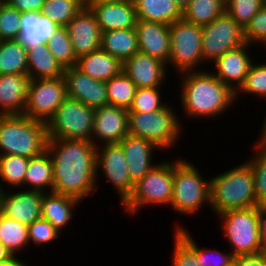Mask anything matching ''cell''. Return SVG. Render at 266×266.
Listing matches in <instances>:
<instances>
[{
  "instance_id": "ffe728a7",
  "label": "cell",
  "mask_w": 266,
  "mask_h": 266,
  "mask_svg": "<svg viewBox=\"0 0 266 266\" xmlns=\"http://www.w3.org/2000/svg\"><path fill=\"white\" fill-rule=\"evenodd\" d=\"M94 13L102 32L135 28L137 12L133 0L106 3H86Z\"/></svg>"
},
{
  "instance_id": "816d5d0a",
  "label": "cell",
  "mask_w": 266,
  "mask_h": 266,
  "mask_svg": "<svg viewBox=\"0 0 266 266\" xmlns=\"http://www.w3.org/2000/svg\"><path fill=\"white\" fill-rule=\"evenodd\" d=\"M13 254L0 242V262L9 260Z\"/></svg>"
},
{
  "instance_id": "484cf974",
  "label": "cell",
  "mask_w": 266,
  "mask_h": 266,
  "mask_svg": "<svg viewBox=\"0 0 266 266\" xmlns=\"http://www.w3.org/2000/svg\"><path fill=\"white\" fill-rule=\"evenodd\" d=\"M75 67L93 79L107 82L122 71L123 63L99 48L78 58Z\"/></svg>"
},
{
  "instance_id": "83f0119b",
  "label": "cell",
  "mask_w": 266,
  "mask_h": 266,
  "mask_svg": "<svg viewBox=\"0 0 266 266\" xmlns=\"http://www.w3.org/2000/svg\"><path fill=\"white\" fill-rule=\"evenodd\" d=\"M27 75L30 80L64 76V68L49 51L46 44L27 50Z\"/></svg>"
},
{
  "instance_id": "8d00e7d4",
  "label": "cell",
  "mask_w": 266,
  "mask_h": 266,
  "mask_svg": "<svg viewBox=\"0 0 266 266\" xmlns=\"http://www.w3.org/2000/svg\"><path fill=\"white\" fill-rule=\"evenodd\" d=\"M253 148L254 155L245 161L253 170L257 206H262L266 205V143L256 140Z\"/></svg>"
},
{
  "instance_id": "2e32d148",
  "label": "cell",
  "mask_w": 266,
  "mask_h": 266,
  "mask_svg": "<svg viewBox=\"0 0 266 266\" xmlns=\"http://www.w3.org/2000/svg\"><path fill=\"white\" fill-rule=\"evenodd\" d=\"M66 28L76 59L100 48L102 31L87 5L70 20Z\"/></svg>"
},
{
  "instance_id": "4dcf8cb0",
  "label": "cell",
  "mask_w": 266,
  "mask_h": 266,
  "mask_svg": "<svg viewBox=\"0 0 266 266\" xmlns=\"http://www.w3.org/2000/svg\"><path fill=\"white\" fill-rule=\"evenodd\" d=\"M27 48L19 40L0 41V75H27Z\"/></svg>"
},
{
  "instance_id": "6da1fadb",
  "label": "cell",
  "mask_w": 266,
  "mask_h": 266,
  "mask_svg": "<svg viewBox=\"0 0 266 266\" xmlns=\"http://www.w3.org/2000/svg\"><path fill=\"white\" fill-rule=\"evenodd\" d=\"M47 152L53 163L52 192L81 202L97 192L100 185L96 182V146L91 141L48 139Z\"/></svg>"
},
{
  "instance_id": "ac0fdd59",
  "label": "cell",
  "mask_w": 266,
  "mask_h": 266,
  "mask_svg": "<svg viewBox=\"0 0 266 266\" xmlns=\"http://www.w3.org/2000/svg\"><path fill=\"white\" fill-rule=\"evenodd\" d=\"M67 97L77 99L93 109L108 105L104 81L93 79L75 66L64 70Z\"/></svg>"
},
{
  "instance_id": "c3c4849f",
  "label": "cell",
  "mask_w": 266,
  "mask_h": 266,
  "mask_svg": "<svg viewBox=\"0 0 266 266\" xmlns=\"http://www.w3.org/2000/svg\"><path fill=\"white\" fill-rule=\"evenodd\" d=\"M233 266H266V254L261 252L252 255L236 256Z\"/></svg>"
},
{
  "instance_id": "603a6c76",
  "label": "cell",
  "mask_w": 266,
  "mask_h": 266,
  "mask_svg": "<svg viewBox=\"0 0 266 266\" xmlns=\"http://www.w3.org/2000/svg\"><path fill=\"white\" fill-rule=\"evenodd\" d=\"M29 80L25 74L0 75V115H23Z\"/></svg>"
},
{
  "instance_id": "d4e9b609",
  "label": "cell",
  "mask_w": 266,
  "mask_h": 266,
  "mask_svg": "<svg viewBox=\"0 0 266 266\" xmlns=\"http://www.w3.org/2000/svg\"><path fill=\"white\" fill-rule=\"evenodd\" d=\"M81 201L75 197L46 192L42 194L41 218L49 221L61 234L72 221L74 209Z\"/></svg>"
},
{
  "instance_id": "277c9868",
  "label": "cell",
  "mask_w": 266,
  "mask_h": 266,
  "mask_svg": "<svg viewBox=\"0 0 266 266\" xmlns=\"http://www.w3.org/2000/svg\"><path fill=\"white\" fill-rule=\"evenodd\" d=\"M47 142L46 123L25 115H0V155L30 159L47 151Z\"/></svg>"
},
{
  "instance_id": "f907efd6",
  "label": "cell",
  "mask_w": 266,
  "mask_h": 266,
  "mask_svg": "<svg viewBox=\"0 0 266 266\" xmlns=\"http://www.w3.org/2000/svg\"><path fill=\"white\" fill-rule=\"evenodd\" d=\"M0 266H28L26 261L13 255L9 260L0 262Z\"/></svg>"
},
{
  "instance_id": "f35d334b",
  "label": "cell",
  "mask_w": 266,
  "mask_h": 266,
  "mask_svg": "<svg viewBox=\"0 0 266 266\" xmlns=\"http://www.w3.org/2000/svg\"><path fill=\"white\" fill-rule=\"evenodd\" d=\"M257 96V99L266 101V62H253L248 74L245 77L244 83L235 92L236 104L241 95Z\"/></svg>"
},
{
  "instance_id": "e575fe53",
  "label": "cell",
  "mask_w": 266,
  "mask_h": 266,
  "mask_svg": "<svg viewBox=\"0 0 266 266\" xmlns=\"http://www.w3.org/2000/svg\"><path fill=\"white\" fill-rule=\"evenodd\" d=\"M0 242L13 255H20L22 250H26L25 247L30 245L28 226L0 214Z\"/></svg>"
},
{
  "instance_id": "7c38bea8",
  "label": "cell",
  "mask_w": 266,
  "mask_h": 266,
  "mask_svg": "<svg viewBox=\"0 0 266 266\" xmlns=\"http://www.w3.org/2000/svg\"><path fill=\"white\" fill-rule=\"evenodd\" d=\"M115 190L123 205L132 195L135 184L129 176L127 161L120 143L102 144L96 147V182L100 180V175ZM99 178V180H98Z\"/></svg>"
},
{
  "instance_id": "f6af8a7d",
  "label": "cell",
  "mask_w": 266,
  "mask_h": 266,
  "mask_svg": "<svg viewBox=\"0 0 266 266\" xmlns=\"http://www.w3.org/2000/svg\"><path fill=\"white\" fill-rule=\"evenodd\" d=\"M244 36L250 45L261 44L266 50V2L244 28Z\"/></svg>"
},
{
  "instance_id": "8fae6325",
  "label": "cell",
  "mask_w": 266,
  "mask_h": 266,
  "mask_svg": "<svg viewBox=\"0 0 266 266\" xmlns=\"http://www.w3.org/2000/svg\"><path fill=\"white\" fill-rule=\"evenodd\" d=\"M244 28L225 11L208 25L202 26V56L206 64L213 63L229 50L246 44Z\"/></svg>"
},
{
  "instance_id": "9f6ffc18",
  "label": "cell",
  "mask_w": 266,
  "mask_h": 266,
  "mask_svg": "<svg viewBox=\"0 0 266 266\" xmlns=\"http://www.w3.org/2000/svg\"><path fill=\"white\" fill-rule=\"evenodd\" d=\"M126 0H86L85 3H106V2H121Z\"/></svg>"
},
{
  "instance_id": "4316f807",
  "label": "cell",
  "mask_w": 266,
  "mask_h": 266,
  "mask_svg": "<svg viewBox=\"0 0 266 266\" xmlns=\"http://www.w3.org/2000/svg\"><path fill=\"white\" fill-rule=\"evenodd\" d=\"M100 48L123 63L139 51L135 28L102 32Z\"/></svg>"
},
{
  "instance_id": "ee69618b",
  "label": "cell",
  "mask_w": 266,
  "mask_h": 266,
  "mask_svg": "<svg viewBox=\"0 0 266 266\" xmlns=\"http://www.w3.org/2000/svg\"><path fill=\"white\" fill-rule=\"evenodd\" d=\"M60 236L61 233L49 221L43 218L33 221L28 226L29 244L34 245L33 248H41L44 247V245L47 246V244L53 241L55 242Z\"/></svg>"
},
{
  "instance_id": "b9f144b4",
  "label": "cell",
  "mask_w": 266,
  "mask_h": 266,
  "mask_svg": "<svg viewBox=\"0 0 266 266\" xmlns=\"http://www.w3.org/2000/svg\"><path fill=\"white\" fill-rule=\"evenodd\" d=\"M265 0H225V11L243 28L260 10Z\"/></svg>"
},
{
  "instance_id": "681fc988",
  "label": "cell",
  "mask_w": 266,
  "mask_h": 266,
  "mask_svg": "<svg viewBox=\"0 0 266 266\" xmlns=\"http://www.w3.org/2000/svg\"><path fill=\"white\" fill-rule=\"evenodd\" d=\"M259 231H266V205L258 206Z\"/></svg>"
},
{
  "instance_id": "9c48e42d",
  "label": "cell",
  "mask_w": 266,
  "mask_h": 266,
  "mask_svg": "<svg viewBox=\"0 0 266 266\" xmlns=\"http://www.w3.org/2000/svg\"><path fill=\"white\" fill-rule=\"evenodd\" d=\"M171 52L168 69L175 73L200 71L205 63L202 56V26L179 19L169 25ZM202 64V65H201ZM200 65V66H199Z\"/></svg>"
},
{
  "instance_id": "7dc6e473",
  "label": "cell",
  "mask_w": 266,
  "mask_h": 266,
  "mask_svg": "<svg viewBox=\"0 0 266 266\" xmlns=\"http://www.w3.org/2000/svg\"><path fill=\"white\" fill-rule=\"evenodd\" d=\"M21 13L41 12L45 0H4Z\"/></svg>"
},
{
  "instance_id": "f546056e",
  "label": "cell",
  "mask_w": 266,
  "mask_h": 266,
  "mask_svg": "<svg viewBox=\"0 0 266 266\" xmlns=\"http://www.w3.org/2000/svg\"><path fill=\"white\" fill-rule=\"evenodd\" d=\"M139 20L171 25L182 19V11L173 0H133Z\"/></svg>"
},
{
  "instance_id": "db71d44e",
  "label": "cell",
  "mask_w": 266,
  "mask_h": 266,
  "mask_svg": "<svg viewBox=\"0 0 266 266\" xmlns=\"http://www.w3.org/2000/svg\"><path fill=\"white\" fill-rule=\"evenodd\" d=\"M190 0H173V2L180 8L181 11H183Z\"/></svg>"
},
{
  "instance_id": "5bb4252c",
  "label": "cell",
  "mask_w": 266,
  "mask_h": 266,
  "mask_svg": "<svg viewBox=\"0 0 266 266\" xmlns=\"http://www.w3.org/2000/svg\"><path fill=\"white\" fill-rule=\"evenodd\" d=\"M128 135V109L106 105L95 109L91 142L96 146L119 143Z\"/></svg>"
},
{
  "instance_id": "11a10c76",
  "label": "cell",
  "mask_w": 266,
  "mask_h": 266,
  "mask_svg": "<svg viewBox=\"0 0 266 266\" xmlns=\"http://www.w3.org/2000/svg\"><path fill=\"white\" fill-rule=\"evenodd\" d=\"M260 236L262 239V252L266 254V231H260Z\"/></svg>"
},
{
  "instance_id": "4fadbf2b",
  "label": "cell",
  "mask_w": 266,
  "mask_h": 266,
  "mask_svg": "<svg viewBox=\"0 0 266 266\" xmlns=\"http://www.w3.org/2000/svg\"><path fill=\"white\" fill-rule=\"evenodd\" d=\"M66 97L64 76L29 80L23 115L47 123Z\"/></svg>"
},
{
  "instance_id": "ab89813d",
  "label": "cell",
  "mask_w": 266,
  "mask_h": 266,
  "mask_svg": "<svg viewBox=\"0 0 266 266\" xmlns=\"http://www.w3.org/2000/svg\"><path fill=\"white\" fill-rule=\"evenodd\" d=\"M46 45L64 69L76 65L77 59L66 27H58Z\"/></svg>"
},
{
  "instance_id": "52a82bcc",
  "label": "cell",
  "mask_w": 266,
  "mask_h": 266,
  "mask_svg": "<svg viewBox=\"0 0 266 266\" xmlns=\"http://www.w3.org/2000/svg\"><path fill=\"white\" fill-rule=\"evenodd\" d=\"M158 161L142 179L135 183L129 199L122 205L124 213L134 216L144 206H168L173 194L174 161ZM166 161V162H165Z\"/></svg>"
},
{
  "instance_id": "f1b7e54d",
  "label": "cell",
  "mask_w": 266,
  "mask_h": 266,
  "mask_svg": "<svg viewBox=\"0 0 266 266\" xmlns=\"http://www.w3.org/2000/svg\"><path fill=\"white\" fill-rule=\"evenodd\" d=\"M54 186L53 163L50 154L45 151L40 156L29 159L25 173L24 188L41 192H52Z\"/></svg>"
},
{
  "instance_id": "ba28073f",
  "label": "cell",
  "mask_w": 266,
  "mask_h": 266,
  "mask_svg": "<svg viewBox=\"0 0 266 266\" xmlns=\"http://www.w3.org/2000/svg\"><path fill=\"white\" fill-rule=\"evenodd\" d=\"M217 216L222 221L220 226L235 257L262 252L258 206L229 210Z\"/></svg>"
},
{
  "instance_id": "bcb514c9",
  "label": "cell",
  "mask_w": 266,
  "mask_h": 266,
  "mask_svg": "<svg viewBox=\"0 0 266 266\" xmlns=\"http://www.w3.org/2000/svg\"><path fill=\"white\" fill-rule=\"evenodd\" d=\"M226 252L208 247L200 248L197 244V260L200 266H233L235 256L230 250Z\"/></svg>"
},
{
  "instance_id": "d6a6232c",
  "label": "cell",
  "mask_w": 266,
  "mask_h": 266,
  "mask_svg": "<svg viewBox=\"0 0 266 266\" xmlns=\"http://www.w3.org/2000/svg\"><path fill=\"white\" fill-rule=\"evenodd\" d=\"M28 164L29 158L26 157L13 154L0 155V186L4 191L12 188L17 190L19 187L24 189Z\"/></svg>"
},
{
  "instance_id": "7bdbcfd3",
  "label": "cell",
  "mask_w": 266,
  "mask_h": 266,
  "mask_svg": "<svg viewBox=\"0 0 266 266\" xmlns=\"http://www.w3.org/2000/svg\"><path fill=\"white\" fill-rule=\"evenodd\" d=\"M21 12L5 1H0V41L18 40Z\"/></svg>"
},
{
  "instance_id": "3957f363",
  "label": "cell",
  "mask_w": 266,
  "mask_h": 266,
  "mask_svg": "<svg viewBox=\"0 0 266 266\" xmlns=\"http://www.w3.org/2000/svg\"><path fill=\"white\" fill-rule=\"evenodd\" d=\"M210 209L213 215L257 206L254 174L247 162L210 177Z\"/></svg>"
},
{
  "instance_id": "d6986e66",
  "label": "cell",
  "mask_w": 266,
  "mask_h": 266,
  "mask_svg": "<svg viewBox=\"0 0 266 266\" xmlns=\"http://www.w3.org/2000/svg\"><path fill=\"white\" fill-rule=\"evenodd\" d=\"M167 64L143 52H136L123 62L122 71L137 88L164 87L168 76Z\"/></svg>"
},
{
  "instance_id": "cb8c5ba5",
  "label": "cell",
  "mask_w": 266,
  "mask_h": 266,
  "mask_svg": "<svg viewBox=\"0 0 266 266\" xmlns=\"http://www.w3.org/2000/svg\"><path fill=\"white\" fill-rule=\"evenodd\" d=\"M60 27L40 12L21 13L18 40L28 49L46 44Z\"/></svg>"
},
{
  "instance_id": "836d02e7",
  "label": "cell",
  "mask_w": 266,
  "mask_h": 266,
  "mask_svg": "<svg viewBox=\"0 0 266 266\" xmlns=\"http://www.w3.org/2000/svg\"><path fill=\"white\" fill-rule=\"evenodd\" d=\"M225 12V0H190L182 11V18L195 25L211 23Z\"/></svg>"
},
{
  "instance_id": "1f68e13d",
  "label": "cell",
  "mask_w": 266,
  "mask_h": 266,
  "mask_svg": "<svg viewBox=\"0 0 266 266\" xmlns=\"http://www.w3.org/2000/svg\"><path fill=\"white\" fill-rule=\"evenodd\" d=\"M175 225L171 266H200L197 260V243L193 240L195 238L183 224Z\"/></svg>"
},
{
  "instance_id": "7a4b0ae2",
  "label": "cell",
  "mask_w": 266,
  "mask_h": 266,
  "mask_svg": "<svg viewBox=\"0 0 266 266\" xmlns=\"http://www.w3.org/2000/svg\"><path fill=\"white\" fill-rule=\"evenodd\" d=\"M208 69L178 74L181 85L178 84L177 98L181 100L178 102L184 112L182 116L188 119L221 118L236 103L235 92Z\"/></svg>"
},
{
  "instance_id": "60d3db41",
  "label": "cell",
  "mask_w": 266,
  "mask_h": 266,
  "mask_svg": "<svg viewBox=\"0 0 266 266\" xmlns=\"http://www.w3.org/2000/svg\"><path fill=\"white\" fill-rule=\"evenodd\" d=\"M162 87L137 88L133 102L128 112H154L164 108L167 104L164 98Z\"/></svg>"
},
{
  "instance_id": "5b68a950",
  "label": "cell",
  "mask_w": 266,
  "mask_h": 266,
  "mask_svg": "<svg viewBox=\"0 0 266 266\" xmlns=\"http://www.w3.org/2000/svg\"><path fill=\"white\" fill-rule=\"evenodd\" d=\"M184 158L174 160L172 210L178 214L193 216L202 212L206 205L210 209V178L202 176L199 168Z\"/></svg>"
},
{
  "instance_id": "74e56055",
  "label": "cell",
  "mask_w": 266,
  "mask_h": 266,
  "mask_svg": "<svg viewBox=\"0 0 266 266\" xmlns=\"http://www.w3.org/2000/svg\"><path fill=\"white\" fill-rule=\"evenodd\" d=\"M85 5L84 0H45L40 13L48 16L58 26L66 27Z\"/></svg>"
},
{
  "instance_id": "f5cc1de1",
  "label": "cell",
  "mask_w": 266,
  "mask_h": 266,
  "mask_svg": "<svg viewBox=\"0 0 266 266\" xmlns=\"http://www.w3.org/2000/svg\"><path fill=\"white\" fill-rule=\"evenodd\" d=\"M263 120H264L262 124L263 128L261 129V132H260L261 134H259V138L257 140L266 143V117Z\"/></svg>"
},
{
  "instance_id": "d590c367",
  "label": "cell",
  "mask_w": 266,
  "mask_h": 266,
  "mask_svg": "<svg viewBox=\"0 0 266 266\" xmlns=\"http://www.w3.org/2000/svg\"><path fill=\"white\" fill-rule=\"evenodd\" d=\"M106 83L108 105L129 109L135 97L136 85L121 71Z\"/></svg>"
},
{
  "instance_id": "30bf717a",
  "label": "cell",
  "mask_w": 266,
  "mask_h": 266,
  "mask_svg": "<svg viewBox=\"0 0 266 266\" xmlns=\"http://www.w3.org/2000/svg\"><path fill=\"white\" fill-rule=\"evenodd\" d=\"M95 109L66 97L46 123L48 139L91 141Z\"/></svg>"
},
{
  "instance_id": "7402d4cb",
  "label": "cell",
  "mask_w": 266,
  "mask_h": 266,
  "mask_svg": "<svg viewBox=\"0 0 266 266\" xmlns=\"http://www.w3.org/2000/svg\"><path fill=\"white\" fill-rule=\"evenodd\" d=\"M119 143L123 147L129 176L135 184L157 164L153 163V156L160 148L151 141L129 134Z\"/></svg>"
},
{
  "instance_id": "9a60e30c",
  "label": "cell",
  "mask_w": 266,
  "mask_h": 266,
  "mask_svg": "<svg viewBox=\"0 0 266 266\" xmlns=\"http://www.w3.org/2000/svg\"><path fill=\"white\" fill-rule=\"evenodd\" d=\"M251 47L249 43L243 44L235 49L229 50L221 57L211 63L214 72L211 73L228 85L234 92L244 83L245 77L254 61L249 53Z\"/></svg>"
},
{
  "instance_id": "e0dca14e",
  "label": "cell",
  "mask_w": 266,
  "mask_h": 266,
  "mask_svg": "<svg viewBox=\"0 0 266 266\" xmlns=\"http://www.w3.org/2000/svg\"><path fill=\"white\" fill-rule=\"evenodd\" d=\"M19 189L3 192L0 214L29 226L33 221L41 218V202L44 192Z\"/></svg>"
},
{
  "instance_id": "6f0895ef",
  "label": "cell",
  "mask_w": 266,
  "mask_h": 266,
  "mask_svg": "<svg viewBox=\"0 0 266 266\" xmlns=\"http://www.w3.org/2000/svg\"><path fill=\"white\" fill-rule=\"evenodd\" d=\"M4 190L2 189V187L0 186V203H1V198H2V194H3Z\"/></svg>"
},
{
  "instance_id": "8992f818",
  "label": "cell",
  "mask_w": 266,
  "mask_h": 266,
  "mask_svg": "<svg viewBox=\"0 0 266 266\" xmlns=\"http://www.w3.org/2000/svg\"><path fill=\"white\" fill-rule=\"evenodd\" d=\"M172 107L169 102L154 112H128V134L151 141L161 150L176 147L184 125L178 111Z\"/></svg>"
},
{
  "instance_id": "44dd1931",
  "label": "cell",
  "mask_w": 266,
  "mask_h": 266,
  "mask_svg": "<svg viewBox=\"0 0 266 266\" xmlns=\"http://www.w3.org/2000/svg\"><path fill=\"white\" fill-rule=\"evenodd\" d=\"M135 31L139 51L168 65L171 52L169 26L159 22L138 19Z\"/></svg>"
}]
</instances>
